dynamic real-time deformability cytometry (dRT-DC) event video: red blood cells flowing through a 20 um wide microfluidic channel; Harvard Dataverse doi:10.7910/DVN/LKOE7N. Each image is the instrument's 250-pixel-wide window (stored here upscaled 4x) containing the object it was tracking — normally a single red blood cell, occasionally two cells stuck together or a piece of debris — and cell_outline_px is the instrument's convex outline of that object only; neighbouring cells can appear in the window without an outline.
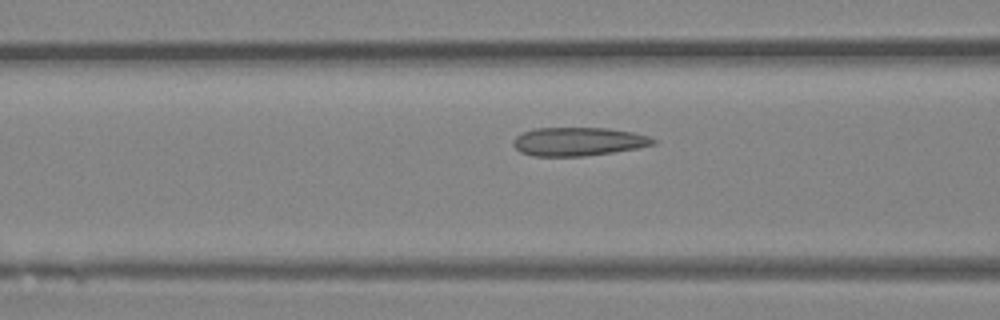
{"species": "Egyptian fruit bat (a non-hibernating species)", "species_latin": "Rousettus aegyptiacus", "temperature_condition": "room temperature", "stored_images_in_passage": 18, "camera_frame_rate_fps": 3000, "um_per_image_px": 0.085, "animal": {"sex": "female"}, "frame": {"image": 1, "passage_image": 10, "time_ms": 3.0, "image_size_px": [1000, 320], "cell_outline_px": [[656, 144], [640, 148], [584, 156], [532, 156], [520, 152], [512, 144], [512, 140], [516, 136], [524, 132], [536, 128], [608, 128], [632, 132], [648, 136], [656, 140]], "centroid_in_image_um": [49.15, 12.03], "position_along_channel_um": 117.4, "area_um2": 23.29}}
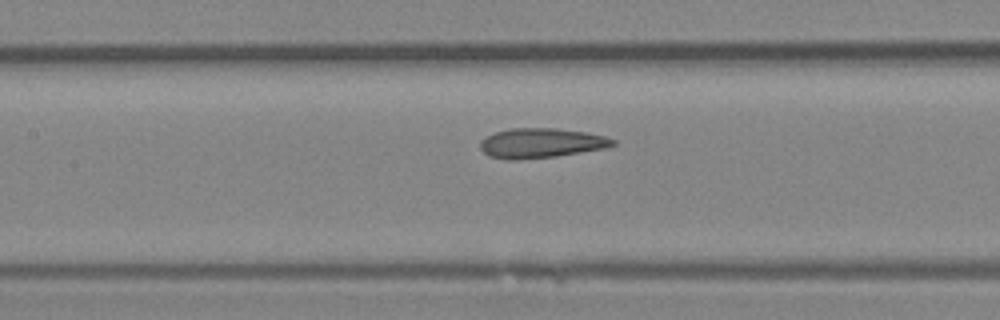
{"frame": {"image": 2, "passage_image": 13, "time_ms": 4.0, "image_size_px": [1000, 320], "cell_outline_px": [[616, 144], [608, 148], [556, 156], [516, 160], [508, 160], [488, 156], [480, 148], [480, 140], [496, 132], [512, 128], [556, 128], [588, 132], [604, 136], [616, 140]], "centroid_in_image_um": [46.02, 12.16], "position_along_channel_um": 161.4, "area_um2": 23.12}}
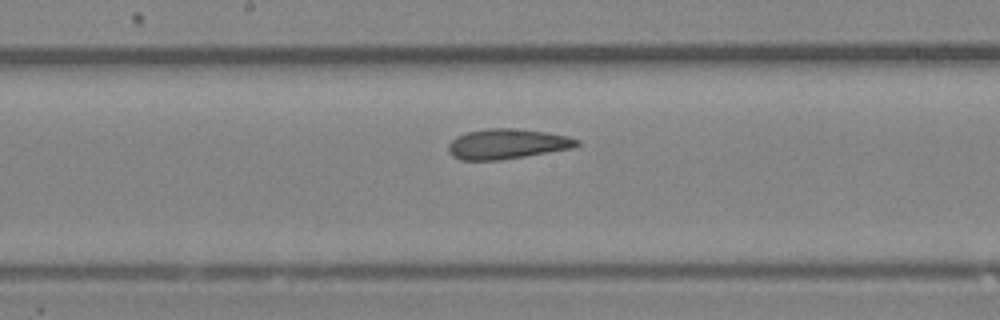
{"frame": {"image": 3, "passage_image": 16, "time_ms": 5.0, "image_size_px": [1000, 320], "cell_outline_px": [[580, 144], [572, 148], [500, 160], [460, 160], [452, 156], [448, 152], [448, 144], [456, 136], [468, 132], [488, 128], [512, 128], [544, 132], [568, 136], [580, 140]], "centroid_in_image_um": [43.07, 12.24], "position_along_channel_um": 205.1, "area_um2": 22.43}}